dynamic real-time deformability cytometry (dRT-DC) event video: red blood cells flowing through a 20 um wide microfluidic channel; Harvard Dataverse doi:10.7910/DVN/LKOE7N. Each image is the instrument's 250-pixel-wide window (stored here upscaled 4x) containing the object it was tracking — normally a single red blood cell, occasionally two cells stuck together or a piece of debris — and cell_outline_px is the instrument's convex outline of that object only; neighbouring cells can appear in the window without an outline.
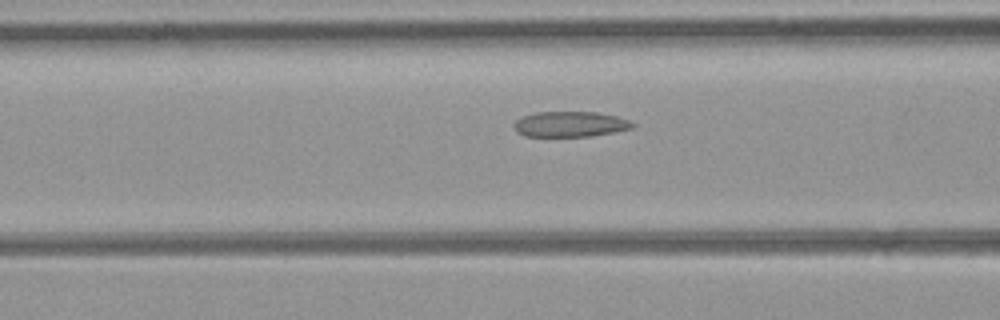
{"species": "common noctule bat (a hibernating species)", "species_latin": "Nyctalus noctula", "temperature_condition": "room temperature", "stored_images_in_passage": 28, "camera_frame_rate_fps": 3000, "um_per_image_px": 0.085, "animal": {"sex": "female", "body_mass_g": 21.9}, "frame": {"image": 1, "passage_image": 9, "time_ms": 2.667, "image_size_px": [1000, 320], "cell_outline_px": [[636, 124], [632, 128], [592, 136], [524, 136], [516, 132], [512, 124], [516, 120], [524, 116], [536, 112], [596, 112], [616, 116], [628, 120]], "centroid_in_image_um": [48.43, 10.55], "position_along_channel_um": 118.2, "area_um2": 17.51}}
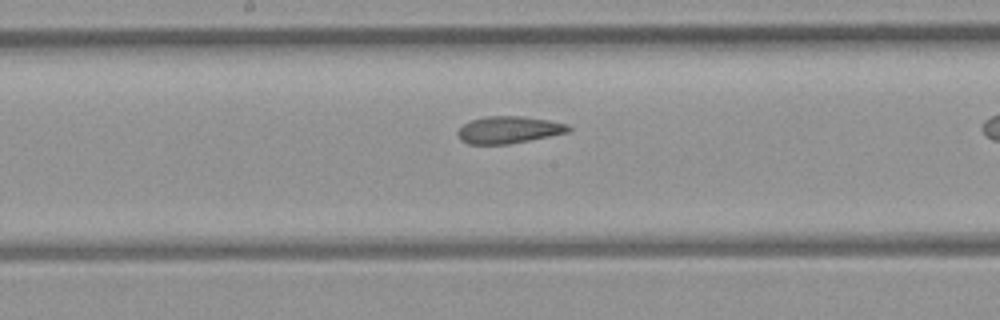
{"frame": {"image": 2, "passage_image": 15, "time_ms": 4.667, "image_size_px": [1000, 320], "cell_outline_px": [[572, 128], [568, 132], [508, 144], [468, 144], [460, 140], [456, 132], [464, 124], [472, 120], [484, 116], [520, 116], [548, 120], [568, 124]], "centroid_in_image_um": [43.21, 11.03], "position_along_channel_um": 205.0, "area_um2": 17.34}}
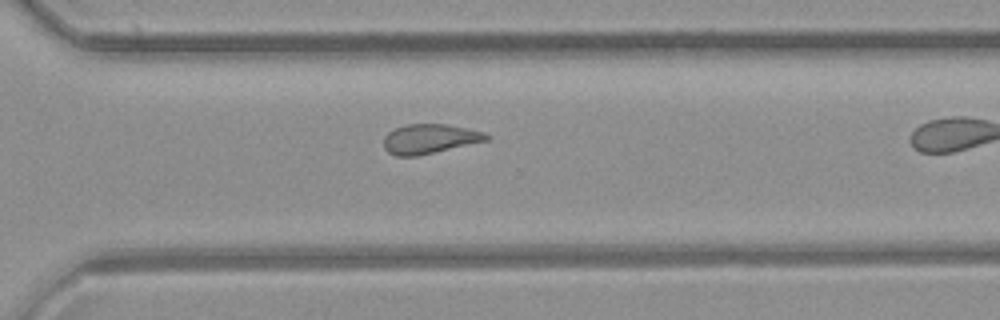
{"frame": {"image": 3, "passage_image": 24, "time_ms": 7.667, "image_size_px": [1000, 320], "cell_outline_px": [[492, 136], [488, 140], [416, 156], [396, 156], [388, 152], [384, 148], [384, 136], [388, 132], [404, 124], [448, 124], [468, 128], [484, 132]], "centroid_in_image_um": [36.52, 11.79], "position_along_channel_um": 334.1, "area_um2": 17.69}}